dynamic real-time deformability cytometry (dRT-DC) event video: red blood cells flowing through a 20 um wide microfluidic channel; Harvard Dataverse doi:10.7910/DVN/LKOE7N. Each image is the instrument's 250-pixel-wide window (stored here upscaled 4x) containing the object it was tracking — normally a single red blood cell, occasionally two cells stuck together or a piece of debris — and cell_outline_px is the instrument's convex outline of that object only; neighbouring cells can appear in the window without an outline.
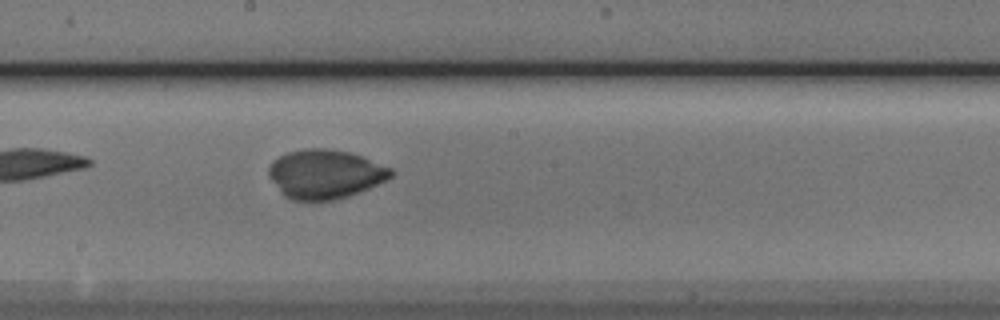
{"species": "Egyptian fruit bat (a non-hibernating species)", "species_latin": "Rousettus aegyptiacus", "temperature_condition": "cold", "stored_images_in_passage": 16, "camera_frame_rate_fps": 3000, "um_per_image_px": 0.085, "animal": {"sex": "male"}, "frame": {"image": 1, "passage_image": 13, "time_ms": 4.0, "image_size_px": [1000, 320], "cell_outline_px": [[396, 172], [392, 176], [360, 192], [348, 196], [332, 200], [292, 200], [284, 196], [280, 192], [268, 176], [268, 168], [280, 156], [288, 152], [308, 148], [324, 148], [348, 152], [360, 156], [392, 168]], "centroid_in_image_um": [27.62, 14.8], "position_along_channel_um": 220.6, "area_um2": 34.62}}